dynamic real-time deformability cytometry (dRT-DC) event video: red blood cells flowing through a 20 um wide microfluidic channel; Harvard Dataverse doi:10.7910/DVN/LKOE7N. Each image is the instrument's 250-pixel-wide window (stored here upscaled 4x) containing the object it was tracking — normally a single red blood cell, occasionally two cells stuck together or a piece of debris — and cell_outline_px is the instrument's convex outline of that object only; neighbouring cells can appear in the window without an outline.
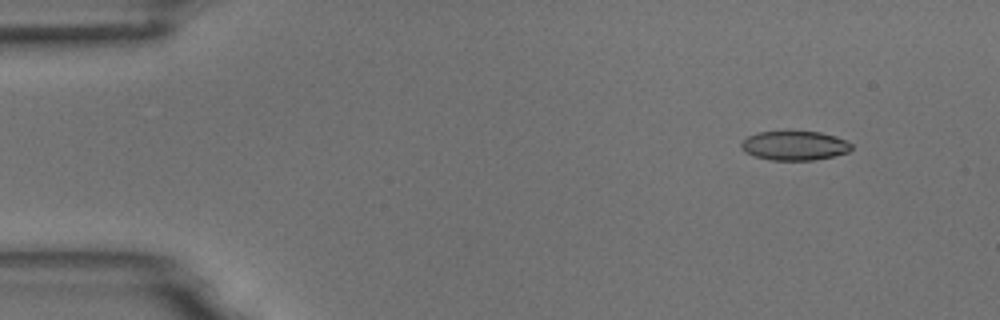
{"species": "common noctule bat (a hibernating species)", "species_latin": "Nyctalus noctula", "temperature_condition": "room temperature", "stored_images_in_passage": 50, "camera_frame_rate_fps": 3000, "um_per_image_px": 0.085, "animal": {"sex": "male", "body_mass_g": 18.8}, "frame": {"image": 1, "passage_image": 1, "time_ms": 0.0, "image_size_px": [1000, 320], "cell_outline_px": [[852, 148], [848, 152], [832, 156], [812, 160], [772, 160], [756, 156], [744, 152], [740, 148], [740, 144], [748, 136], [756, 132], [784, 128], [788, 128], [820, 132], [836, 136], [852, 144]], "centroid_in_image_um": [67.49, 12.31], "position_along_channel_um": 17.5, "area_um2": 19.59}}
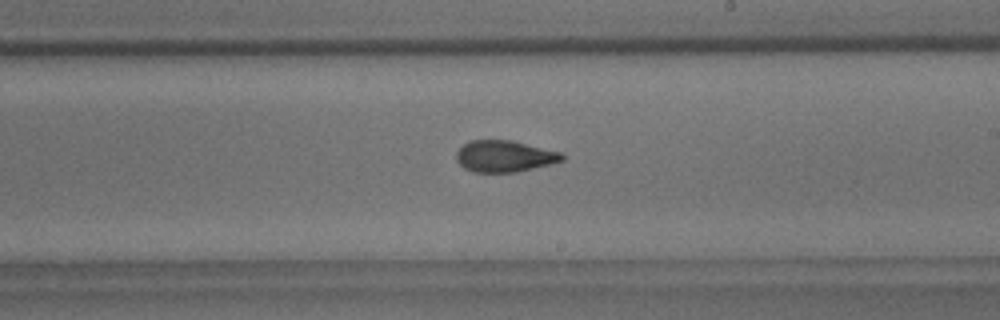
{"frame": {"image": 2, "passage_image": 27, "time_ms": 8.667, "image_size_px": [1000, 320], "cell_outline_px": [[564, 160], [552, 164], [516, 172], [472, 172], [464, 168], [456, 160], [456, 152], [468, 140], [512, 140], [560, 152], [564, 156]], "centroid_in_image_um": [42.87, 13.28], "position_along_channel_um": 246.1, "area_um2": 19.48}}
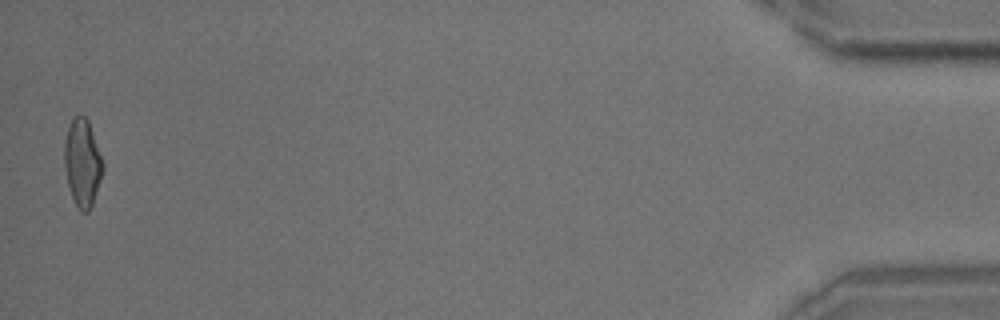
{"frame": {"image": 3, "passage_image": 49, "time_ms": 16.0, "image_size_px": [1000, 320], "cell_outline_px": [[104, 168], [92, 204], [88, 212], [80, 212], [72, 196], [68, 184], [64, 168], [64, 140], [68, 128], [72, 120], [80, 112], [88, 120], [104, 164]], "centroid_in_image_um": [6.99, 13.82], "position_along_channel_um": 428.2, "area_um2": 19.48}, "authors_computed_cell_mechanics": {"area_um2": 19.5942, "velocity_mm_per_s": 3.7378, "shape_relaxation_time_tau1_ms": 6.789, "shape_relaxation_time_tau2_ms": 1.7112, "deformation_change_tau1": 0.1854, "deformation_change_tau2": 0.0807}}